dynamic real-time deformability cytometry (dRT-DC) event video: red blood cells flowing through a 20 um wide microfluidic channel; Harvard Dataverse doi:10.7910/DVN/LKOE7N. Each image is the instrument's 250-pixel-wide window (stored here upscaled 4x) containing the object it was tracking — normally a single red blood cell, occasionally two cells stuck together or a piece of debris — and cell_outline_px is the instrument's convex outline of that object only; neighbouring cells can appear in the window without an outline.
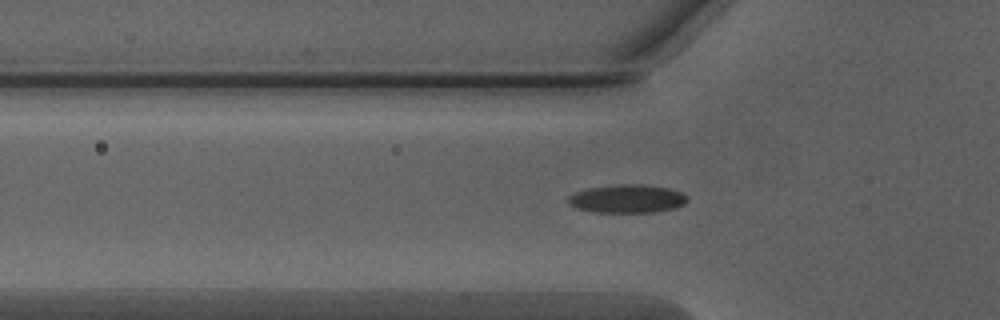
{"species": "Egyptian fruit bat (a non-hibernating species)", "species_latin": "Rousettus aegyptiacus", "temperature_condition": "warm", "stored_images_in_passage": 44, "camera_frame_rate_fps": 3000, "um_per_image_px": 0.085, "animal": {"sex": "male"}, "frame": {"image": 1, "passage_image": 9, "time_ms": 2.667, "image_size_px": [1000, 320], "cell_outline_px": [[688, 200], [684, 204], [676, 208], [656, 212], [592, 212], [576, 208], [568, 200], [568, 196], [576, 192], [588, 188], [616, 184], [644, 184], [668, 188], [684, 192], [688, 196]], "centroid_in_image_um": [53.37, 16.89], "position_along_channel_um": 72.4, "area_um2": 19.83}}
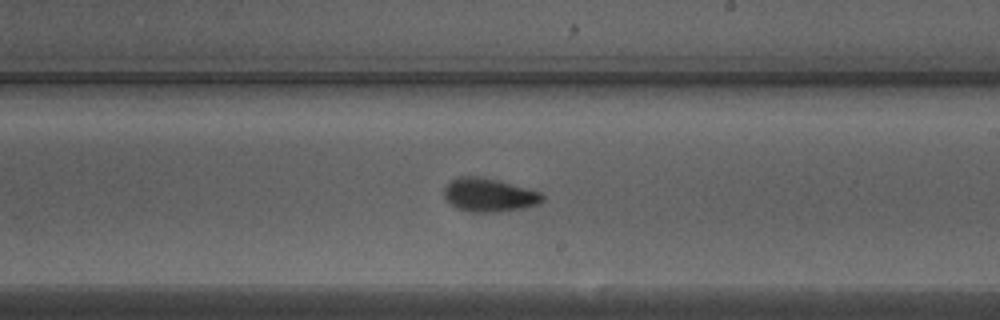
{"frame": {"image": 2, "passage_image": 22, "time_ms": 7.0, "image_size_px": [1000, 320], "cell_outline_px": [[544, 200], [536, 204], [520, 208], [496, 212], [472, 212], [456, 208], [444, 196], [444, 188], [452, 180], [460, 176], [476, 176], [496, 180], [540, 192], [544, 196]], "centroid_in_image_um": [41.54, 16.58], "position_along_channel_um": 247.5, "area_um2": 18.73}}
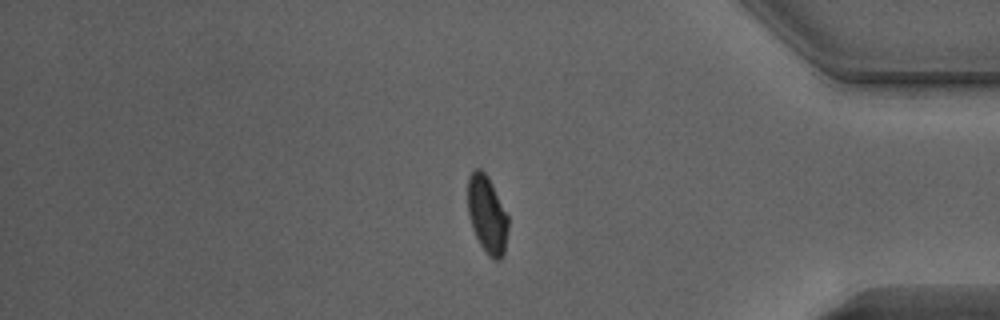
{"frame": {"image": 3, "passage_image": 35, "time_ms": 11.333, "image_size_px": [1000, 320], "cell_outline_px": [[508, 228], [504, 252], [500, 260], [492, 260], [488, 256], [480, 244], [472, 228], [468, 212], [468, 176], [476, 168], [480, 168], [488, 176], [508, 216]], "centroid_in_image_um": [41.4, 18.25], "position_along_channel_um": 393.8, "area_um2": 18.21}, "authors_computed_cell_mechanics": {"area_um2": 18.5538, "velocity_mm_per_s": 4.023, "shape_relaxation_time_tau1_ms": 3.7165, "shape_relaxation_time_tau2_ms": 1.0258, "deformation_change_tau1": 0.1617, "deformation_change_tau2": 0.065}}